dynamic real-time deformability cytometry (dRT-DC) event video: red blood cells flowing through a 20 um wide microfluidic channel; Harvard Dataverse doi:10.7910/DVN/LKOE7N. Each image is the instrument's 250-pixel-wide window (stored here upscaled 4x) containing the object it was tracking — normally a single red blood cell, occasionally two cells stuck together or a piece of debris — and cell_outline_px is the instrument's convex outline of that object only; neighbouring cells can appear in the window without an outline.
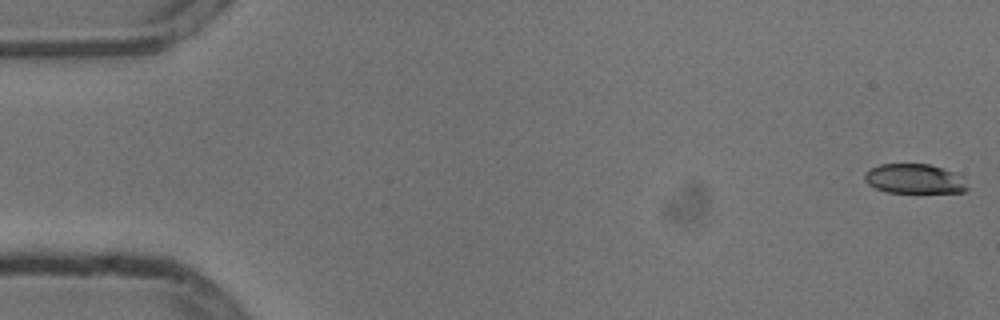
{"species": "common noctule bat (a hibernating species)", "species_latin": "Nyctalus noctula", "temperature_condition": "cold", "stored_images_in_passage": 54, "camera_frame_rate_fps": 3000, "um_per_image_px": 0.085, "animal": {"sex": "male", "body_mass_g": 13.3}, "frame": {"image": 1, "passage_image": 1, "time_ms": 0.0, "image_size_px": [1000, 320], "cell_outline_px": [[968, 188], [964, 192], [888, 192], [876, 188], [868, 184], [864, 180], [864, 172], [880, 164], [928, 164], [944, 168], [964, 176]], "centroid_in_image_um": [77.75, 15.19], "position_along_channel_um": 7.2, "area_um2": 17.8}}
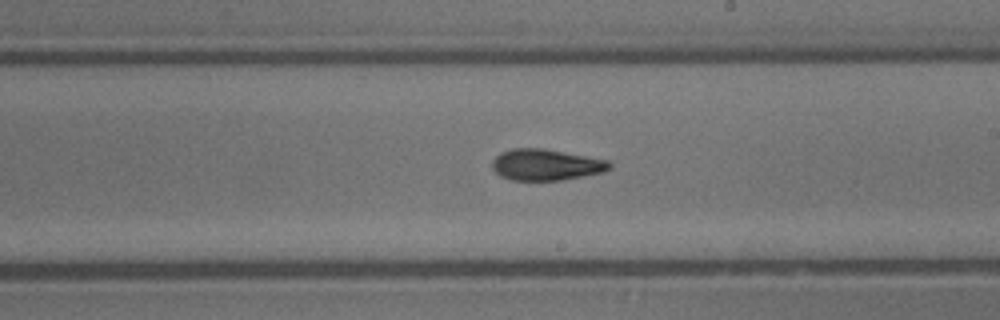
{"frame": {"image": 2, "passage_image": 31, "time_ms": 10.0, "image_size_px": [1000, 320], "cell_outline_px": [[612, 168], [604, 172], [560, 180], [512, 180], [500, 176], [492, 168], [492, 160], [500, 152], [512, 148], [544, 148], [608, 160], [612, 164]], "centroid_in_image_um": [46.4, 13.99], "position_along_channel_um": 242.6, "area_um2": 21.44}}
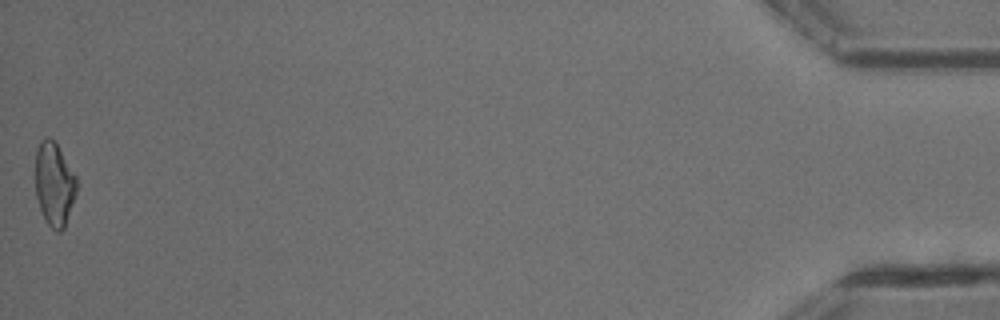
{"frame": {"image": 3, "passage_image": 54, "time_ms": 17.667, "image_size_px": [1000, 320], "cell_outline_px": [[76, 196], [64, 228], [60, 232], [56, 232], [48, 224], [40, 208], [36, 196], [36, 148], [40, 140], [48, 136], [56, 144], [76, 176]], "centroid_in_image_um": [4.61, 15.66], "position_along_channel_um": 430.6, "area_um2": 19.88}, "authors_computed_cell_mechanics": {"area_um2": 20.4612, "velocity_mm_per_s": 3.8087, "shape_relaxation_time_tau1_ms": 4.0631, "shape_relaxation_time_tau2_ms": 4.2052, "deformation_change_tau1": 0.1633, "deformation_change_tau2": 0.1342}}